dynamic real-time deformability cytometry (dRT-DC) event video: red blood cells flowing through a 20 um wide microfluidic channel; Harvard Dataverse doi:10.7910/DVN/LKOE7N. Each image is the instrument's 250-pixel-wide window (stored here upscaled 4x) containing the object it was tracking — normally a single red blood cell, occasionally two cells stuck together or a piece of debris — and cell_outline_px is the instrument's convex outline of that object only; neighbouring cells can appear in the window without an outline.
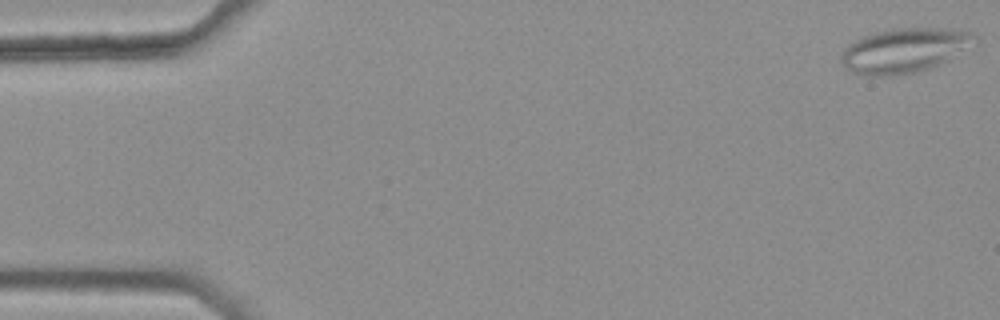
{"species": "common noctule bat (a hibernating species)", "species_latin": "Nyctalus noctula", "temperature_condition": "warm", "stored_images_in_passage": 48, "camera_frame_rate_fps": 3000, "um_per_image_px": 0.085, "animal": {"sex": "female", "body_mass_g": 25.1}, "frame": {"image": 1, "passage_image": 1, "time_ms": 0.0, "image_size_px": [1000, 320], "cell_outline_px": [[980, 40], [944, 60], [928, 68], [916, 72], [892, 76], [864, 76], [852, 72], [844, 68], [840, 64], [840, 56], [844, 48], [856, 40], [864, 36], [876, 32], [892, 28], [944, 28], [972, 32]], "centroid_in_image_um": [76.8, 4.29], "position_along_channel_um": 8.2, "area_um2": 34.45}}
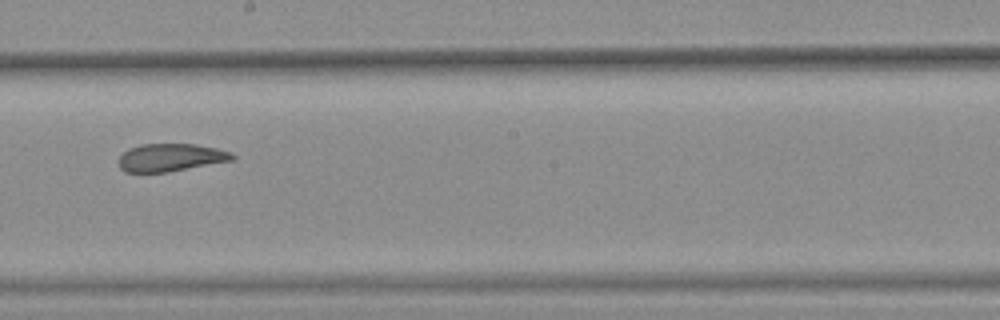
{"frame": {"image": 2, "passage_image": 30, "time_ms": 9.667, "image_size_px": [1000, 320], "cell_outline_px": [[236, 156], [232, 160], [168, 172], [124, 172], [120, 168], [120, 156], [128, 148], [140, 144], [196, 144], [216, 148], [232, 152]], "centroid_in_image_um": [14.51, 13.38], "position_along_channel_um": 233.7, "area_um2": 18.32}}
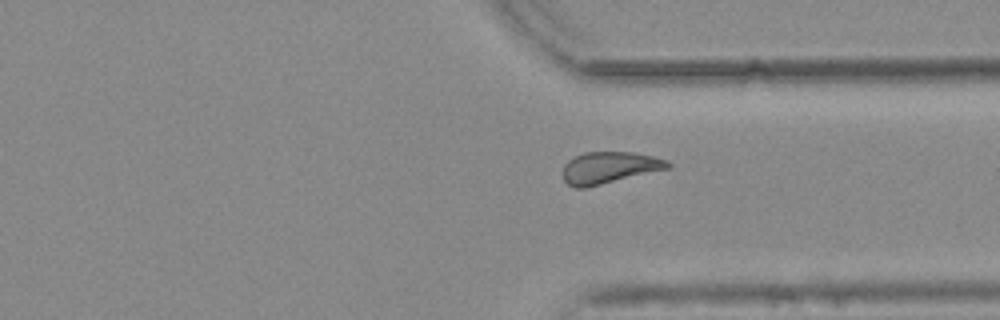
{"frame": {"image": 3, "passage_image": 40, "time_ms": 13.0, "image_size_px": [1000, 320], "cell_outline_px": [[672, 168], [584, 188], [576, 188], [568, 184], [564, 180], [564, 164], [568, 160], [584, 152], [632, 152], [652, 156], [668, 160], [672, 164]], "centroid_in_image_um": [51.83, 14.24], "position_along_channel_um": 359.6, "area_um2": 19.42}, "authors_computed_cell_mechanics": {"area_um2": 20.0855, "velocity_mm_per_s": 3.7556, "shape_relaxation_time_tau1_ms": null, "shape_relaxation_time_tau2_ms": 3.0547, "deformation_change_tau1": null, "deformation_change_tau2": 0.1116}}